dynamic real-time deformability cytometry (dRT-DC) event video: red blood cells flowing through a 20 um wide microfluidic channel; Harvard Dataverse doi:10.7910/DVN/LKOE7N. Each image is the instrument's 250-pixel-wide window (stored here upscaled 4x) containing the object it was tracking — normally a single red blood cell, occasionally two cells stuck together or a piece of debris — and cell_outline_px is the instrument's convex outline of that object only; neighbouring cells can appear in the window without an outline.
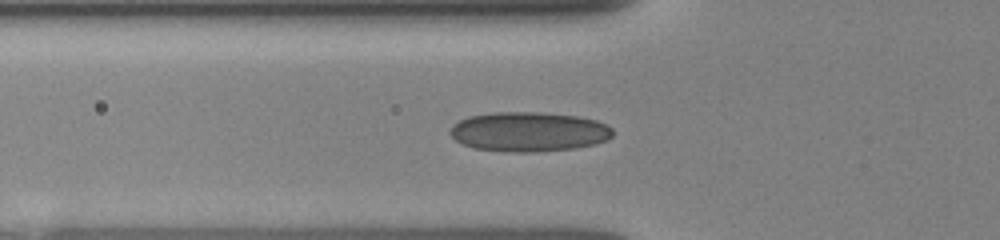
{"species": "human", "species_latin": "Homo sapiens", "temperature_condition": "room temperature", "stored_images_in_passage": 4, "camera_frame_rate_fps": 3000, "um_per_image_px": 0.085, "donor": {"sex": "female"}, "frame": {"image": 1, "passage_image": 3, "time_ms": 0.333, "image_size_px": [1000, 240], "cell_outline_px": [[612, 136], [608, 140], [596, 144], [576, 148], [536, 152], [504, 152], [472, 148], [456, 140], [448, 132], [452, 124], [468, 116], [496, 112], [540, 112], [576, 116], [596, 120], [612, 128]], "centroid_in_image_um": [44.93, 11.2], "position_along_channel_um": 80.9, "area_um2": 37.8}}